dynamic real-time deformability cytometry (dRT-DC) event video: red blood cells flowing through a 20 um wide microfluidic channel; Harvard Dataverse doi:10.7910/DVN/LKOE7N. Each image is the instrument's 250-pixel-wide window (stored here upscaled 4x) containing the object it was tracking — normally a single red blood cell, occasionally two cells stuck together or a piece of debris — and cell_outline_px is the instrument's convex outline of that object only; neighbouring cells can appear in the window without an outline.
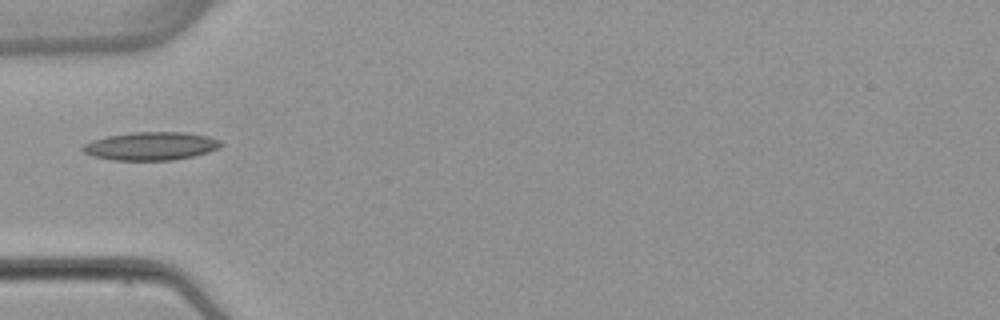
{"species": "common noctule bat (a hibernating species)", "species_latin": "Nyctalus noctula", "temperature_condition": "warm", "stored_images_in_passage": 2, "camera_frame_rate_fps": 3000, "um_per_image_px": 0.085, "animal": {"sex": "female", "body_mass_g": 22.7, "forearm_length_mm": 54.2}, "frame": {"image": 1, "passage_image": 2, "time_ms": 1.333, "image_size_px": [1000, 320], "cell_outline_px": [[224, 144], [220, 148], [208, 152], [192, 156], [172, 160], [112, 160], [92, 156], [84, 152], [80, 148], [84, 144], [92, 140], [108, 136], [132, 132], [184, 132], [208, 136], [220, 140]], "centroid_in_image_um": [12.83, 12.41], "position_along_channel_um": 72.2, "area_um2": 22.77}}